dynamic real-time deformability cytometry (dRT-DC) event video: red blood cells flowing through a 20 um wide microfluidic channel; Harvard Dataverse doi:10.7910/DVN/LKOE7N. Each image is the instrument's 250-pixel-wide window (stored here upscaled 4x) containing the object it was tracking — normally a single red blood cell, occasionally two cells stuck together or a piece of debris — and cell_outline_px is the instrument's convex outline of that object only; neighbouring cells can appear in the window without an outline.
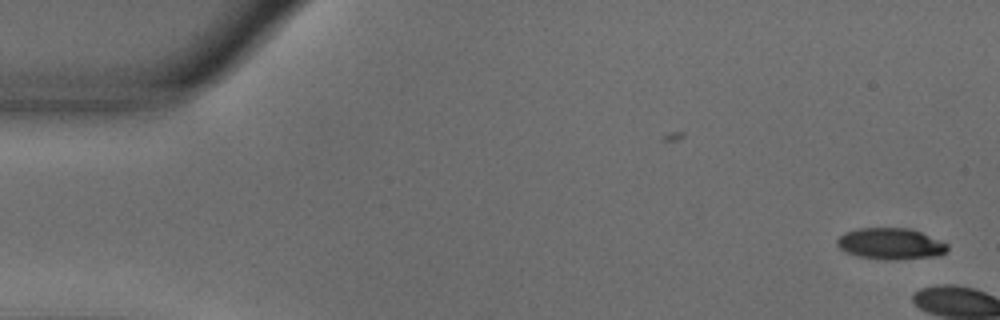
{"species": "common noctule bat (a hibernating species)", "species_latin": "Nyctalus noctula", "temperature_condition": "warm", "stored_images_in_passage": 6, "camera_frame_rate_fps": 3000, "um_per_image_px": 0.085, "animal": {"sex": "male", "body_mass_g": 18.8}, "frame": {"image": 1, "passage_image": 1, "time_ms": 0.0, "image_size_px": [1000, 320], "cell_outline_px": [[948, 248], [940, 256], [900, 260], [888, 260], [860, 256], [848, 252], [840, 248], [836, 244], [836, 240], [844, 232], [856, 228], [912, 228], [940, 240], [948, 244]], "centroid_in_image_um": [75.73, 20.71], "position_along_channel_um": 9.3, "area_um2": 20.29}}